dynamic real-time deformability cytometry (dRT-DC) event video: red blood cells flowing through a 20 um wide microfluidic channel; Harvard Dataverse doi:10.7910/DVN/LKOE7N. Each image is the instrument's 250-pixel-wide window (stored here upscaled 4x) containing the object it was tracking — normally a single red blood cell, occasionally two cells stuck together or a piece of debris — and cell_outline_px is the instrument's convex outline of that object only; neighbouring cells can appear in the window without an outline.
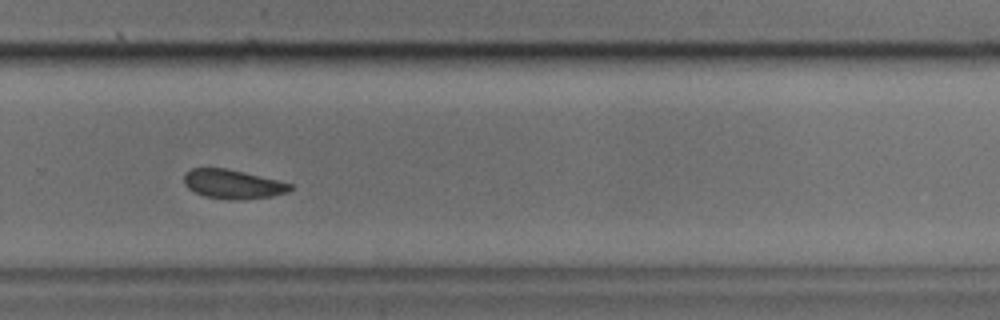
{"species": "common noctule bat (a hibernating species)", "species_latin": "Nyctalus noctula", "temperature_condition": "cold", "stored_images_in_passage": 20, "camera_frame_rate_fps": 3000, "um_per_image_px": 0.085, "animal": {"sex": "male", "body_mass_g": 17.9, "forearm_length_mm": 54.2}, "frame": {"image": 1, "passage_image": 15, "time_ms": 4.667, "image_size_px": [1000, 320], "cell_outline_px": [[292, 188], [288, 192], [272, 196], [232, 200], [224, 200], [204, 196], [188, 188], [184, 184], [184, 172], [192, 168], [224, 168], [244, 172], [292, 184]], "centroid_in_image_um": [19.74, 15.65], "position_along_channel_um": 310.1, "area_um2": 17.92}}
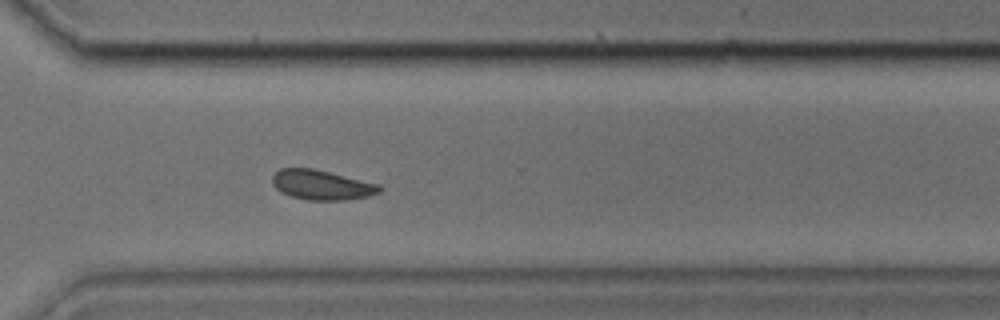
{"frame": {"image": 2, "passage_image": 17, "time_ms": 5.333, "image_size_px": [1000, 320], "cell_outline_px": [[384, 188], [380, 192], [368, 196], [344, 200], [308, 200], [292, 196], [280, 192], [272, 184], [272, 176], [280, 168], [312, 168], [380, 184]], "centroid_in_image_um": [27.35, 15.72], "position_along_channel_um": 343.3, "area_um2": 18.61}}